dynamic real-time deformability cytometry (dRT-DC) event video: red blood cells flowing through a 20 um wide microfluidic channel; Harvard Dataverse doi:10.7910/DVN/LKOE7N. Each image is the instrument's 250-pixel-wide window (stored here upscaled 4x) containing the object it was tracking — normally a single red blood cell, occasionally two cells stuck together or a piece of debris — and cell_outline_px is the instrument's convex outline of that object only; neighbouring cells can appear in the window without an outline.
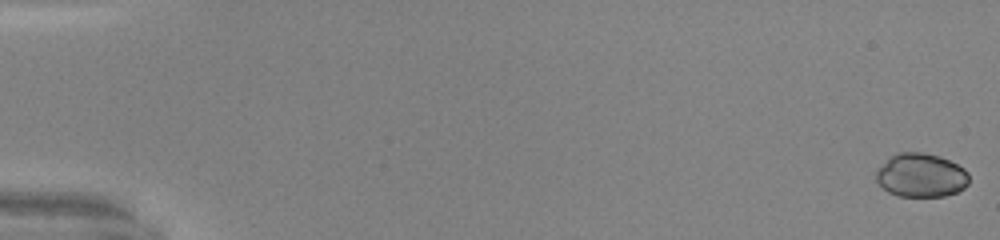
{"species": "common noctule bat (a hibernating species)", "species_latin": "Nyctalus noctula", "temperature_condition": "warm", "stored_images_in_passage": 51, "camera_frame_rate_fps": 3000, "um_per_image_px": 0.085, "animal": {"sex": "male", "body_mass_g": 20.0, "forearm_length_mm": 53.3}, "frame": {"image": 1, "passage_image": 1, "time_ms": 0.0, "image_size_px": [1000, 240], "cell_outline_px": [[968, 184], [964, 188], [956, 192], [944, 196], [896, 196], [888, 192], [876, 180], [876, 168], [888, 156], [896, 152], [924, 152], [940, 156], [964, 168], [968, 172]], "centroid_in_image_um": [78.25, 14.88], "position_along_channel_um": 6.8, "area_um2": 23.99}}
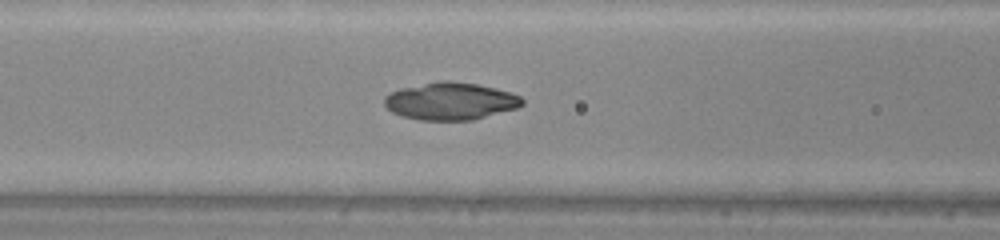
{"frame": {"image": 2, "passage_image": 23, "time_ms": 7.333, "image_size_px": [1000, 240], "cell_outline_px": [[524, 104], [516, 108], [472, 120], [420, 120], [400, 116], [392, 112], [384, 104], [384, 96], [388, 92], [400, 88], [440, 80], [448, 80], [476, 84], [512, 92], [520, 96], [524, 100]], "centroid_in_image_um": [38.26, 8.59], "position_along_channel_um": 128.3, "area_um2": 30.17}}
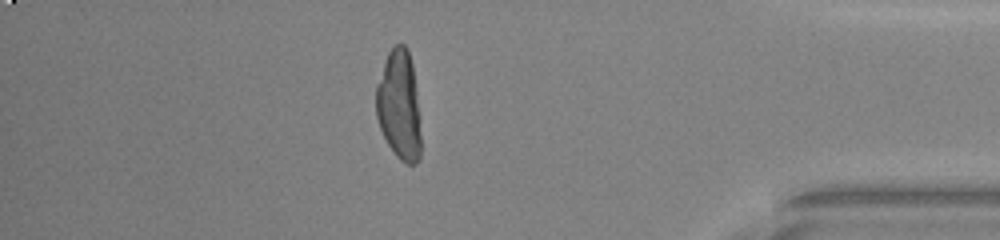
{"frame": {"image": 3, "passage_image": 45, "time_ms": 14.667, "image_size_px": [1000, 240], "cell_outline_px": [[420, 160], [416, 164], [404, 164], [396, 156], [388, 144], [380, 128], [376, 116], [376, 84], [388, 52], [396, 44], [404, 44], [408, 48], [412, 64], [420, 136]], "centroid_in_image_um": [33.9, 8.97], "position_along_channel_um": 401.3, "area_um2": 28.26}}